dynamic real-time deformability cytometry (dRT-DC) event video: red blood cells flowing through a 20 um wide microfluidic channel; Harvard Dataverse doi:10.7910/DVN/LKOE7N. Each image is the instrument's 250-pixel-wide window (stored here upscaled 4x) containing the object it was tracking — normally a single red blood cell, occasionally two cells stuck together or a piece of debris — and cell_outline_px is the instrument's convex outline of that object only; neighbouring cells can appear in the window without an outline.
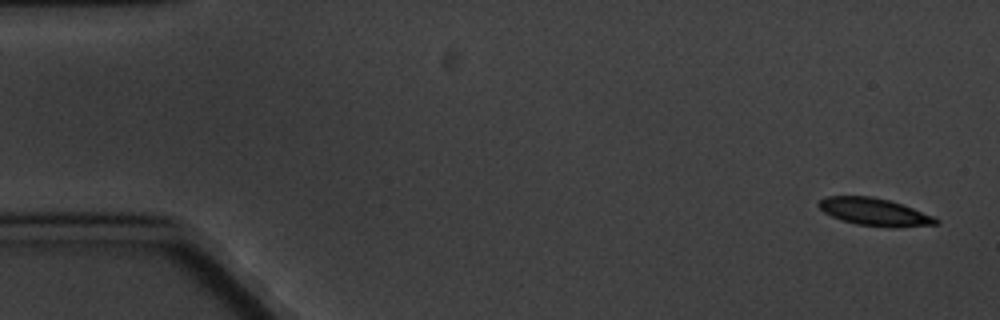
{"species": "common noctule bat (a hibernating species)", "species_latin": "Nyctalus noctula", "temperature_condition": "cold", "stored_images_in_passage": 5, "camera_frame_rate_fps": 3000, "um_per_image_px": 0.085, "animal": {"sex": "male", "body_mass_g": 20.1, "forearm_length_mm": 53.5}, "frame": {"image": 1, "passage_image": 1, "time_ms": 0.0, "image_size_px": [1000, 320], "cell_outline_px": [[940, 220], [936, 224], [896, 228], [888, 228], [856, 224], [840, 220], [824, 212], [816, 204], [820, 200], [828, 196], [872, 196], [888, 200], [912, 208], [932, 216]], "centroid_in_image_um": [74.3, 18.03], "position_along_channel_um": 10.7, "area_um2": 18.73}}
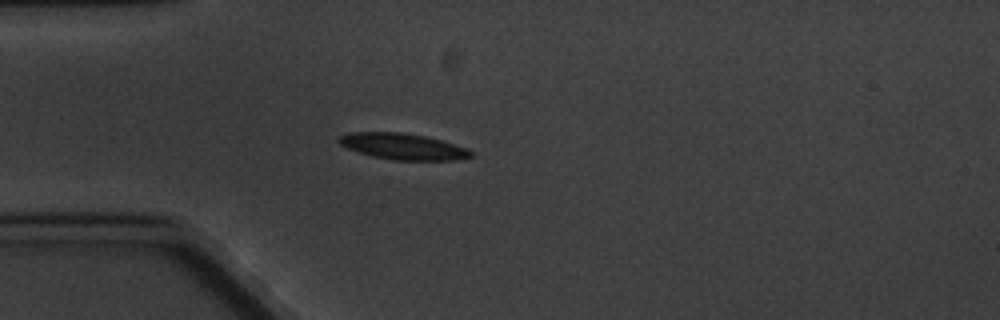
{"frame": {"image": 2, "passage_image": 5, "time_ms": 4.667, "image_size_px": [1000, 320], "cell_outline_px": [[472, 156], [452, 160], [392, 160], [372, 156], [348, 148], [340, 144], [336, 140], [340, 136], [352, 132], [400, 132], [424, 136], [440, 140], [468, 148], [472, 152]], "centroid_in_image_um": [34.23, 12.45], "position_along_channel_um": 50.8, "area_um2": 19.88}}